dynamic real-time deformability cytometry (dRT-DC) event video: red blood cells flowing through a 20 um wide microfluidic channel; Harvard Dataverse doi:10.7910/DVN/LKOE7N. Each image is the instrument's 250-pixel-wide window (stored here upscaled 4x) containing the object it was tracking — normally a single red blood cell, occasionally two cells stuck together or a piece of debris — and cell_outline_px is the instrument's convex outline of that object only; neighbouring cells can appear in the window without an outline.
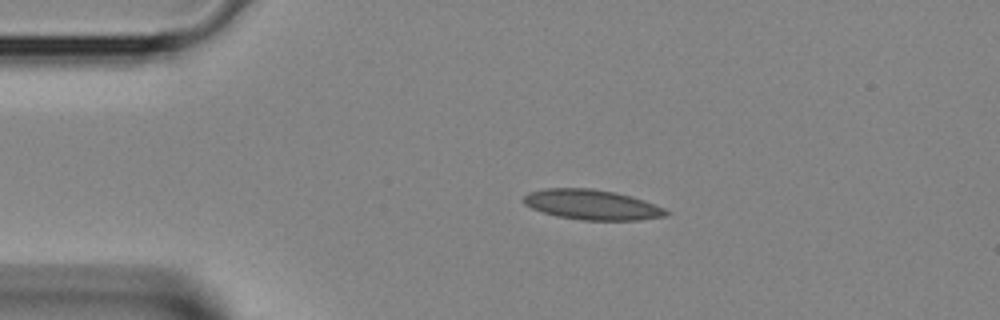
{"species": "Egyptian fruit bat (a non-hibernating species)", "species_latin": "Rousettus aegyptiacus", "temperature_condition": "room temperature", "stored_images_in_passage": 3, "camera_frame_rate_fps": 3000, "um_per_image_px": 0.085, "animal": {"sex": "female"}, "frame": {"image": 1, "passage_image": 2, "time_ms": 0.333, "image_size_px": [1000, 320], "cell_outline_px": [[672, 212], [668, 216], [636, 220], [584, 220], [556, 216], [532, 208], [524, 204], [520, 200], [528, 192], [544, 188], [592, 188], [616, 192], [632, 196], [644, 200], [664, 208]], "centroid_in_image_um": [50.32, 17.39], "position_along_channel_um": 34.7, "area_um2": 25.2}}